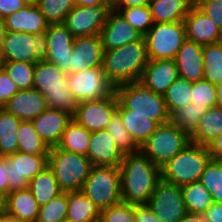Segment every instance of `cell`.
Wrapping results in <instances>:
<instances>
[{
  "label": "cell",
  "mask_w": 222,
  "mask_h": 222,
  "mask_svg": "<svg viewBox=\"0 0 222 222\" xmlns=\"http://www.w3.org/2000/svg\"><path fill=\"white\" fill-rule=\"evenodd\" d=\"M122 201L147 204L161 180V169L141 151L124 155L119 166Z\"/></svg>",
  "instance_id": "obj_1"
},
{
  "label": "cell",
  "mask_w": 222,
  "mask_h": 222,
  "mask_svg": "<svg viewBox=\"0 0 222 222\" xmlns=\"http://www.w3.org/2000/svg\"><path fill=\"white\" fill-rule=\"evenodd\" d=\"M149 62L144 37L119 48L104 50L103 64L107 79L114 87L140 81Z\"/></svg>",
  "instance_id": "obj_2"
},
{
  "label": "cell",
  "mask_w": 222,
  "mask_h": 222,
  "mask_svg": "<svg viewBox=\"0 0 222 222\" xmlns=\"http://www.w3.org/2000/svg\"><path fill=\"white\" fill-rule=\"evenodd\" d=\"M68 72L53 63L40 59L35 63L33 88L44 95L48 108H54L74 115L78 102L70 91Z\"/></svg>",
  "instance_id": "obj_3"
},
{
  "label": "cell",
  "mask_w": 222,
  "mask_h": 222,
  "mask_svg": "<svg viewBox=\"0 0 222 222\" xmlns=\"http://www.w3.org/2000/svg\"><path fill=\"white\" fill-rule=\"evenodd\" d=\"M48 167L61 191L68 193L81 191L93 165L87 156L56 146L49 148Z\"/></svg>",
  "instance_id": "obj_4"
},
{
  "label": "cell",
  "mask_w": 222,
  "mask_h": 222,
  "mask_svg": "<svg viewBox=\"0 0 222 222\" xmlns=\"http://www.w3.org/2000/svg\"><path fill=\"white\" fill-rule=\"evenodd\" d=\"M210 160L206 146L191 142L161 168V179L177 186L199 181Z\"/></svg>",
  "instance_id": "obj_5"
},
{
  "label": "cell",
  "mask_w": 222,
  "mask_h": 222,
  "mask_svg": "<svg viewBox=\"0 0 222 222\" xmlns=\"http://www.w3.org/2000/svg\"><path fill=\"white\" fill-rule=\"evenodd\" d=\"M115 92L130 114L147 115L159 125L169 122L170 114L164 96L147 89L140 81L118 85Z\"/></svg>",
  "instance_id": "obj_6"
},
{
  "label": "cell",
  "mask_w": 222,
  "mask_h": 222,
  "mask_svg": "<svg viewBox=\"0 0 222 222\" xmlns=\"http://www.w3.org/2000/svg\"><path fill=\"white\" fill-rule=\"evenodd\" d=\"M191 143L190 136L168 122L159 125L140 151L160 169Z\"/></svg>",
  "instance_id": "obj_7"
},
{
  "label": "cell",
  "mask_w": 222,
  "mask_h": 222,
  "mask_svg": "<svg viewBox=\"0 0 222 222\" xmlns=\"http://www.w3.org/2000/svg\"><path fill=\"white\" fill-rule=\"evenodd\" d=\"M81 191L100 211L122 202L119 167L93 166Z\"/></svg>",
  "instance_id": "obj_8"
},
{
  "label": "cell",
  "mask_w": 222,
  "mask_h": 222,
  "mask_svg": "<svg viewBox=\"0 0 222 222\" xmlns=\"http://www.w3.org/2000/svg\"><path fill=\"white\" fill-rule=\"evenodd\" d=\"M143 37L149 60L175 59L186 40L185 26L183 21L154 23Z\"/></svg>",
  "instance_id": "obj_9"
},
{
  "label": "cell",
  "mask_w": 222,
  "mask_h": 222,
  "mask_svg": "<svg viewBox=\"0 0 222 222\" xmlns=\"http://www.w3.org/2000/svg\"><path fill=\"white\" fill-rule=\"evenodd\" d=\"M48 50L46 33L30 34L6 31L0 49V61L36 63Z\"/></svg>",
  "instance_id": "obj_10"
},
{
  "label": "cell",
  "mask_w": 222,
  "mask_h": 222,
  "mask_svg": "<svg viewBox=\"0 0 222 222\" xmlns=\"http://www.w3.org/2000/svg\"><path fill=\"white\" fill-rule=\"evenodd\" d=\"M5 172L9 181V193L25 190L29 181L48 166V155H31L16 151L3 156Z\"/></svg>",
  "instance_id": "obj_11"
},
{
  "label": "cell",
  "mask_w": 222,
  "mask_h": 222,
  "mask_svg": "<svg viewBox=\"0 0 222 222\" xmlns=\"http://www.w3.org/2000/svg\"><path fill=\"white\" fill-rule=\"evenodd\" d=\"M112 10V0L96 6H74L67 15L64 25L75 37H89L100 34Z\"/></svg>",
  "instance_id": "obj_12"
},
{
  "label": "cell",
  "mask_w": 222,
  "mask_h": 222,
  "mask_svg": "<svg viewBox=\"0 0 222 222\" xmlns=\"http://www.w3.org/2000/svg\"><path fill=\"white\" fill-rule=\"evenodd\" d=\"M68 86L78 103L111 95L114 85L105 76L102 67L88 68L79 73H68Z\"/></svg>",
  "instance_id": "obj_13"
},
{
  "label": "cell",
  "mask_w": 222,
  "mask_h": 222,
  "mask_svg": "<svg viewBox=\"0 0 222 222\" xmlns=\"http://www.w3.org/2000/svg\"><path fill=\"white\" fill-rule=\"evenodd\" d=\"M162 222H178L186 213L181 186L162 179L147 203Z\"/></svg>",
  "instance_id": "obj_14"
},
{
  "label": "cell",
  "mask_w": 222,
  "mask_h": 222,
  "mask_svg": "<svg viewBox=\"0 0 222 222\" xmlns=\"http://www.w3.org/2000/svg\"><path fill=\"white\" fill-rule=\"evenodd\" d=\"M118 102L115 91L101 99L80 102L72 118L90 132L104 130L117 111Z\"/></svg>",
  "instance_id": "obj_15"
},
{
  "label": "cell",
  "mask_w": 222,
  "mask_h": 222,
  "mask_svg": "<svg viewBox=\"0 0 222 222\" xmlns=\"http://www.w3.org/2000/svg\"><path fill=\"white\" fill-rule=\"evenodd\" d=\"M45 33L48 50L43 60L71 73V59L75 37L64 24H49Z\"/></svg>",
  "instance_id": "obj_16"
},
{
  "label": "cell",
  "mask_w": 222,
  "mask_h": 222,
  "mask_svg": "<svg viewBox=\"0 0 222 222\" xmlns=\"http://www.w3.org/2000/svg\"><path fill=\"white\" fill-rule=\"evenodd\" d=\"M186 39L199 45L222 42V32L213 20L203 13L195 4L190 8L183 20Z\"/></svg>",
  "instance_id": "obj_17"
},
{
  "label": "cell",
  "mask_w": 222,
  "mask_h": 222,
  "mask_svg": "<svg viewBox=\"0 0 222 222\" xmlns=\"http://www.w3.org/2000/svg\"><path fill=\"white\" fill-rule=\"evenodd\" d=\"M100 37L104 50H112L143 38L141 32L133 28L116 10L112 9Z\"/></svg>",
  "instance_id": "obj_18"
},
{
  "label": "cell",
  "mask_w": 222,
  "mask_h": 222,
  "mask_svg": "<svg viewBox=\"0 0 222 222\" xmlns=\"http://www.w3.org/2000/svg\"><path fill=\"white\" fill-rule=\"evenodd\" d=\"M103 45L100 34L77 37L73 42L71 73H79L88 68L102 67Z\"/></svg>",
  "instance_id": "obj_19"
},
{
  "label": "cell",
  "mask_w": 222,
  "mask_h": 222,
  "mask_svg": "<svg viewBox=\"0 0 222 222\" xmlns=\"http://www.w3.org/2000/svg\"><path fill=\"white\" fill-rule=\"evenodd\" d=\"M178 77L179 71L174 59H156L149 60L140 82L147 89L164 95Z\"/></svg>",
  "instance_id": "obj_20"
},
{
  "label": "cell",
  "mask_w": 222,
  "mask_h": 222,
  "mask_svg": "<svg viewBox=\"0 0 222 222\" xmlns=\"http://www.w3.org/2000/svg\"><path fill=\"white\" fill-rule=\"evenodd\" d=\"M72 119V115L65 111L47 108L31 122L46 146L52 148L58 146L63 132Z\"/></svg>",
  "instance_id": "obj_21"
},
{
  "label": "cell",
  "mask_w": 222,
  "mask_h": 222,
  "mask_svg": "<svg viewBox=\"0 0 222 222\" xmlns=\"http://www.w3.org/2000/svg\"><path fill=\"white\" fill-rule=\"evenodd\" d=\"M87 157L93 166L119 167L124 155L106 129L92 132Z\"/></svg>",
  "instance_id": "obj_22"
},
{
  "label": "cell",
  "mask_w": 222,
  "mask_h": 222,
  "mask_svg": "<svg viewBox=\"0 0 222 222\" xmlns=\"http://www.w3.org/2000/svg\"><path fill=\"white\" fill-rule=\"evenodd\" d=\"M22 121H32L47 108V102L36 89L19 90L3 107Z\"/></svg>",
  "instance_id": "obj_23"
},
{
  "label": "cell",
  "mask_w": 222,
  "mask_h": 222,
  "mask_svg": "<svg viewBox=\"0 0 222 222\" xmlns=\"http://www.w3.org/2000/svg\"><path fill=\"white\" fill-rule=\"evenodd\" d=\"M179 77L189 82L204 79L203 46L186 39L175 57Z\"/></svg>",
  "instance_id": "obj_24"
},
{
  "label": "cell",
  "mask_w": 222,
  "mask_h": 222,
  "mask_svg": "<svg viewBox=\"0 0 222 222\" xmlns=\"http://www.w3.org/2000/svg\"><path fill=\"white\" fill-rule=\"evenodd\" d=\"M6 31L42 34L48 23L36 4H27L22 9L3 19Z\"/></svg>",
  "instance_id": "obj_25"
},
{
  "label": "cell",
  "mask_w": 222,
  "mask_h": 222,
  "mask_svg": "<svg viewBox=\"0 0 222 222\" xmlns=\"http://www.w3.org/2000/svg\"><path fill=\"white\" fill-rule=\"evenodd\" d=\"M39 204L27 188L14 191L6 196L5 213L22 222H36L39 214Z\"/></svg>",
  "instance_id": "obj_26"
},
{
  "label": "cell",
  "mask_w": 222,
  "mask_h": 222,
  "mask_svg": "<svg viewBox=\"0 0 222 222\" xmlns=\"http://www.w3.org/2000/svg\"><path fill=\"white\" fill-rule=\"evenodd\" d=\"M194 3L191 0H151L149 7L154 23L182 22Z\"/></svg>",
  "instance_id": "obj_27"
},
{
  "label": "cell",
  "mask_w": 222,
  "mask_h": 222,
  "mask_svg": "<svg viewBox=\"0 0 222 222\" xmlns=\"http://www.w3.org/2000/svg\"><path fill=\"white\" fill-rule=\"evenodd\" d=\"M117 112L121 115L124 126L139 147L159 126L147 115L130 114V110H127L120 102H118Z\"/></svg>",
  "instance_id": "obj_28"
},
{
  "label": "cell",
  "mask_w": 222,
  "mask_h": 222,
  "mask_svg": "<svg viewBox=\"0 0 222 222\" xmlns=\"http://www.w3.org/2000/svg\"><path fill=\"white\" fill-rule=\"evenodd\" d=\"M221 134L222 108L211 107L200 119L196 130L190 138L192 143L207 147Z\"/></svg>",
  "instance_id": "obj_29"
},
{
  "label": "cell",
  "mask_w": 222,
  "mask_h": 222,
  "mask_svg": "<svg viewBox=\"0 0 222 222\" xmlns=\"http://www.w3.org/2000/svg\"><path fill=\"white\" fill-rule=\"evenodd\" d=\"M101 211L82 191L68 192L67 218L75 222H99Z\"/></svg>",
  "instance_id": "obj_30"
},
{
  "label": "cell",
  "mask_w": 222,
  "mask_h": 222,
  "mask_svg": "<svg viewBox=\"0 0 222 222\" xmlns=\"http://www.w3.org/2000/svg\"><path fill=\"white\" fill-rule=\"evenodd\" d=\"M28 189L39 206L47 204L51 199L62 193L52 170L48 166L29 181Z\"/></svg>",
  "instance_id": "obj_31"
},
{
  "label": "cell",
  "mask_w": 222,
  "mask_h": 222,
  "mask_svg": "<svg viewBox=\"0 0 222 222\" xmlns=\"http://www.w3.org/2000/svg\"><path fill=\"white\" fill-rule=\"evenodd\" d=\"M22 120L4 108H0V156L18 151V129Z\"/></svg>",
  "instance_id": "obj_32"
},
{
  "label": "cell",
  "mask_w": 222,
  "mask_h": 222,
  "mask_svg": "<svg viewBox=\"0 0 222 222\" xmlns=\"http://www.w3.org/2000/svg\"><path fill=\"white\" fill-rule=\"evenodd\" d=\"M91 135L92 132L72 119L63 132L58 147L63 150L87 156Z\"/></svg>",
  "instance_id": "obj_33"
},
{
  "label": "cell",
  "mask_w": 222,
  "mask_h": 222,
  "mask_svg": "<svg viewBox=\"0 0 222 222\" xmlns=\"http://www.w3.org/2000/svg\"><path fill=\"white\" fill-rule=\"evenodd\" d=\"M181 191L187 212L203 214L213 204L211 193L200 181L181 186Z\"/></svg>",
  "instance_id": "obj_34"
},
{
  "label": "cell",
  "mask_w": 222,
  "mask_h": 222,
  "mask_svg": "<svg viewBox=\"0 0 222 222\" xmlns=\"http://www.w3.org/2000/svg\"><path fill=\"white\" fill-rule=\"evenodd\" d=\"M209 110V107L194 105V102L174 110L170 114L169 122L181 131L191 136L196 130L200 119Z\"/></svg>",
  "instance_id": "obj_35"
},
{
  "label": "cell",
  "mask_w": 222,
  "mask_h": 222,
  "mask_svg": "<svg viewBox=\"0 0 222 222\" xmlns=\"http://www.w3.org/2000/svg\"><path fill=\"white\" fill-rule=\"evenodd\" d=\"M17 132L18 151L31 155H48L49 148L42 141L31 121H22Z\"/></svg>",
  "instance_id": "obj_36"
},
{
  "label": "cell",
  "mask_w": 222,
  "mask_h": 222,
  "mask_svg": "<svg viewBox=\"0 0 222 222\" xmlns=\"http://www.w3.org/2000/svg\"><path fill=\"white\" fill-rule=\"evenodd\" d=\"M0 67L19 90L33 88L35 63L21 61H0Z\"/></svg>",
  "instance_id": "obj_37"
},
{
  "label": "cell",
  "mask_w": 222,
  "mask_h": 222,
  "mask_svg": "<svg viewBox=\"0 0 222 222\" xmlns=\"http://www.w3.org/2000/svg\"><path fill=\"white\" fill-rule=\"evenodd\" d=\"M204 79L212 84L222 82V42L203 46Z\"/></svg>",
  "instance_id": "obj_38"
},
{
  "label": "cell",
  "mask_w": 222,
  "mask_h": 222,
  "mask_svg": "<svg viewBox=\"0 0 222 222\" xmlns=\"http://www.w3.org/2000/svg\"><path fill=\"white\" fill-rule=\"evenodd\" d=\"M106 130L116 141V144L123 155L133 154L140 151V147L127 131L123 124L122 117L117 111L110 119Z\"/></svg>",
  "instance_id": "obj_39"
},
{
  "label": "cell",
  "mask_w": 222,
  "mask_h": 222,
  "mask_svg": "<svg viewBox=\"0 0 222 222\" xmlns=\"http://www.w3.org/2000/svg\"><path fill=\"white\" fill-rule=\"evenodd\" d=\"M193 82L178 77L163 95L169 114L174 110L184 107L192 102L191 89Z\"/></svg>",
  "instance_id": "obj_40"
},
{
  "label": "cell",
  "mask_w": 222,
  "mask_h": 222,
  "mask_svg": "<svg viewBox=\"0 0 222 222\" xmlns=\"http://www.w3.org/2000/svg\"><path fill=\"white\" fill-rule=\"evenodd\" d=\"M36 5L48 24H64L75 2L74 0H39Z\"/></svg>",
  "instance_id": "obj_41"
},
{
  "label": "cell",
  "mask_w": 222,
  "mask_h": 222,
  "mask_svg": "<svg viewBox=\"0 0 222 222\" xmlns=\"http://www.w3.org/2000/svg\"><path fill=\"white\" fill-rule=\"evenodd\" d=\"M117 12L144 36L154 25L149 5L120 7Z\"/></svg>",
  "instance_id": "obj_42"
},
{
  "label": "cell",
  "mask_w": 222,
  "mask_h": 222,
  "mask_svg": "<svg viewBox=\"0 0 222 222\" xmlns=\"http://www.w3.org/2000/svg\"><path fill=\"white\" fill-rule=\"evenodd\" d=\"M211 193L213 202H222V162L211 159L199 180Z\"/></svg>",
  "instance_id": "obj_43"
},
{
  "label": "cell",
  "mask_w": 222,
  "mask_h": 222,
  "mask_svg": "<svg viewBox=\"0 0 222 222\" xmlns=\"http://www.w3.org/2000/svg\"><path fill=\"white\" fill-rule=\"evenodd\" d=\"M68 193L62 192L40 206L36 222H61L67 218Z\"/></svg>",
  "instance_id": "obj_44"
},
{
  "label": "cell",
  "mask_w": 222,
  "mask_h": 222,
  "mask_svg": "<svg viewBox=\"0 0 222 222\" xmlns=\"http://www.w3.org/2000/svg\"><path fill=\"white\" fill-rule=\"evenodd\" d=\"M191 100L194 105L216 107V85L206 79L193 82Z\"/></svg>",
  "instance_id": "obj_45"
},
{
  "label": "cell",
  "mask_w": 222,
  "mask_h": 222,
  "mask_svg": "<svg viewBox=\"0 0 222 222\" xmlns=\"http://www.w3.org/2000/svg\"><path fill=\"white\" fill-rule=\"evenodd\" d=\"M99 222H135V205L120 202L101 211Z\"/></svg>",
  "instance_id": "obj_46"
},
{
  "label": "cell",
  "mask_w": 222,
  "mask_h": 222,
  "mask_svg": "<svg viewBox=\"0 0 222 222\" xmlns=\"http://www.w3.org/2000/svg\"><path fill=\"white\" fill-rule=\"evenodd\" d=\"M222 32V0H198L194 3Z\"/></svg>",
  "instance_id": "obj_47"
},
{
  "label": "cell",
  "mask_w": 222,
  "mask_h": 222,
  "mask_svg": "<svg viewBox=\"0 0 222 222\" xmlns=\"http://www.w3.org/2000/svg\"><path fill=\"white\" fill-rule=\"evenodd\" d=\"M18 91V87L0 67V108H3Z\"/></svg>",
  "instance_id": "obj_48"
},
{
  "label": "cell",
  "mask_w": 222,
  "mask_h": 222,
  "mask_svg": "<svg viewBox=\"0 0 222 222\" xmlns=\"http://www.w3.org/2000/svg\"><path fill=\"white\" fill-rule=\"evenodd\" d=\"M28 3L25 0H0V19L19 11Z\"/></svg>",
  "instance_id": "obj_49"
},
{
  "label": "cell",
  "mask_w": 222,
  "mask_h": 222,
  "mask_svg": "<svg viewBox=\"0 0 222 222\" xmlns=\"http://www.w3.org/2000/svg\"><path fill=\"white\" fill-rule=\"evenodd\" d=\"M135 222H162L147 204L135 205Z\"/></svg>",
  "instance_id": "obj_50"
},
{
  "label": "cell",
  "mask_w": 222,
  "mask_h": 222,
  "mask_svg": "<svg viewBox=\"0 0 222 222\" xmlns=\"http://www.w3.org/2000/svg\"><path fill=\"white\" fill-rule=\"evenodd\" d=\"M203 216L206 222H222V202H213Z\"/></svg>",
  "instance_id": "obj_51"
},
{
  "label": "cell",
  "mask_w": 222,
  "mask_h": 222,
  "mask_svg": "<svg viewBox=\"0 0 222 222\" xmlns=\"http://www.w3.org/2000/svg\"><path fill=\"white\" fill-rule=\"evenodd\" d=\"M211 159L222 162V134L207 146Z\"/></svg>",
  "instance_id": "obj_52"
},
{
  "label": "cell",
  "mask_w": 222,
  "mask_h": 222,
  "mask_svg": "<svg viewBox=\"0 0 222 222\" xmlns=\"http://www.w3.org/2000/svg\"><path fill=\"white\" fill-rule=\"evenodd\" d=\"M150 0H112V9L118 10L120 7H133L149 5Z\"/></svg>",
  "instance_id": "obj_53"
},
{
  "label": "cell",
  "mask_w": 222,
  "mask_h": 222,
  "mask_svg": "<svg viewBox=\"0 0 222 222\" xmlns=\"http://www.w3.org/2000/svg\"><path fill=\"white\" fill-rule=\"evenodd\" d=\"M6 174L3 156H0V193L4 196L9 194V181Z\"/></svg>",
  "instance_id": "obj_54"
},
{
  "label": "cell",
  "mask_w": 222,
  "mask_h": 222,
  "mask_svg": "<svg viewBox=\"0 0 222 222\" xmlns=\"http://www.w3.org/2000/svg\"><path fill=\"white\" fill-rule=\"evenodd\" d=\"M178 222H206L203 214L187 212Z\"/></svg>",
  "instance_id": "obj_55"
},
{
  "label": "cell",
  "mask_w": 222,
  "mask_h": 222,
  "mask_svg": "<svg viewBox=\"0 0 222 222\" xmlns=\"http://www.w3.org/2000/svg\"><path fill=\"white\" fill-rule=\"evenodd\" d=\"M108 0H74L76 6H96L105 4Z\"/></svg>",
  "instance_id": "obj_56"
},
{
  "label": "cell",
  "mask_w": 222,
  "mask_h": 222,
  "mask_svg": "<svg viewBox=\"0 0 222 222\" xmlns=\"http://www.w3.org/2000/svg\"><path fill=\"white\" fill-rule=\"evenodd\" d=\"M216 107L222 108V82L216 84Z\"/></svg>",
  "instance_id": "obj_57"
},
{
  "label": "cell",
  "mask_w": 222,
  "mask_h": 222,
  "mask_svg": "<svg viewBox=\"0 0 222 222\" xmlns=\"http://www.w3.org/2000/svg\"><path fill=\"white\" fill-rule=\"evenodd\" d=\"M0 222H22L6 213L0 214Z\"/></svg>",
  "instance_id": "obj_58"
},
{
  "label": "cell",
  "mask_w": 222,
  "mask_h": 222,
  "mask_svg": "<svg viewBox=\"0 0 222 222\" xmlns=\"http://www.w3.org/2000/svg\"><path fill=\"white\" fill-rule=\"evenodd\" d=\"M5 33H6V29H5V26H4V22H3V20L0 19V49L2 47V43H3Z\"/></svg>",
  "instance_id": "obj_59"
},
{
  "label": "cell",
  "mask_w": 222,
  "mask_h": 222,
  "mask_svg": "<svg viewBox=\"0 0 222 222\" xmlns=\"http://www.w3.org/2000/svg\"><path fill=\"white\" fill-rule=\"evenodd\" d=\"M6 196L0 193V214L5 213Z\"/></svg>",
  "instance_id": "obj_60"
},
{
  "label": "cell",
  "mask_w": 222,
  "mask_h": 222,
  "mask_svg": "<svg viewBox=\"0 0 222 222\" xmlns=\"http://www.w3.org/2000/svg\"><path fill=\"white\" fill-rule=\"evenodd\" d=\"M28 4H36L39 0H25Z\"/></svg>",
  "instance_id": "obj_61"
},
{
  "label": "cell",
  "mask_w": 222,
  "mask_h": 222,
  "mask_svg": "<svg viewBox=\"0 0 222 222\" xmlns=\"http://www.w3.org/2000/svg\"><path fill=\"white\" fill-rule=\"evenodd\" d=\"M61 222H75V221H73V220H70V219L66 218V219H64V220H63V221H61Z\"/></svg>",
  "instance_id": "obj_62"
}]
</instances>
